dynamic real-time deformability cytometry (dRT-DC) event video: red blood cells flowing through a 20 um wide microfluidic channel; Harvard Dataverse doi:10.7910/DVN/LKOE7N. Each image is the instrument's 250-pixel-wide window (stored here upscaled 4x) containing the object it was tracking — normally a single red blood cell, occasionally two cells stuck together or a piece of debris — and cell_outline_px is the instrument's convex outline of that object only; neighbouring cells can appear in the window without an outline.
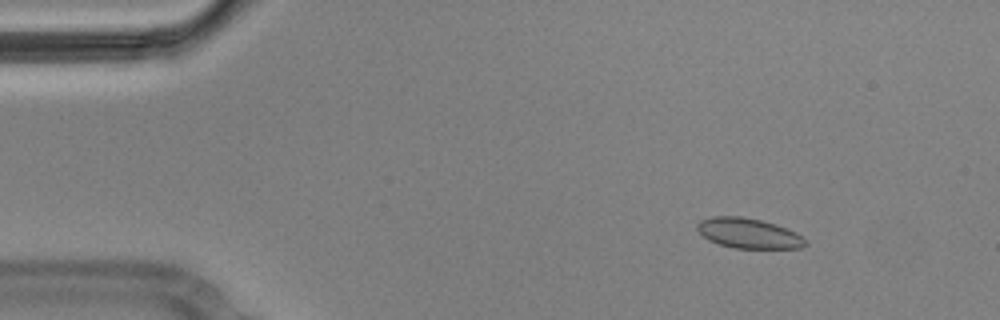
{"species": "Egyptian fruit bat (a non-hibernating species)", "species_latin": "Rousettus aegyptiacus", "temperature_condition": "cold", "stored_images_in_passage": 4, "camera_frame_rate_fps": 3000, "um_per_image_px": 0.085, "animal": {"sex": "male"}, "frame": {"image": 1, "passage_image": 2, "time_ms": 0.333, "image_size_px": [1000, 320], "cell_outline_px": [[808, 244], [800, 248], [732, 248], [708, 240], [696, 228], [696, 224], [700, 220], [712, 216], [740, 216], [760, 220], [776, 224], [796, 232]], "centroid_in_image_um": [63.6, 19.82], "position_along_channel_um": 21.4, "area_um2": 18.9}}
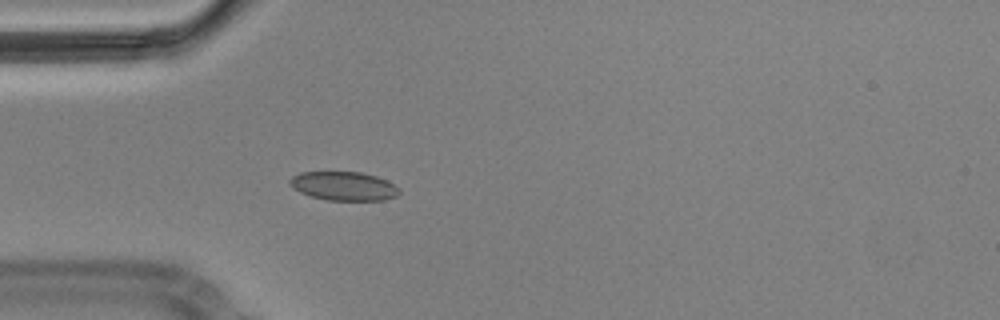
{"frame": {"image": 2, "passage_image": 4, "time_ms": 1.0, "image_size_px": [1000, 320], "cell_outline_px": [[400, 192], [396, 196], [384, 200], [324, 200], [300, 192], [292, 188], [288, 184], [288, 180], [292, 176], [300, 172], [360, 172], [376, 176], [388, 180], [400, 188]], "centroid_in_image_um": [29.21, 15.81], "position_along_channel_um": 55.8, "area_um2": 18.55}}